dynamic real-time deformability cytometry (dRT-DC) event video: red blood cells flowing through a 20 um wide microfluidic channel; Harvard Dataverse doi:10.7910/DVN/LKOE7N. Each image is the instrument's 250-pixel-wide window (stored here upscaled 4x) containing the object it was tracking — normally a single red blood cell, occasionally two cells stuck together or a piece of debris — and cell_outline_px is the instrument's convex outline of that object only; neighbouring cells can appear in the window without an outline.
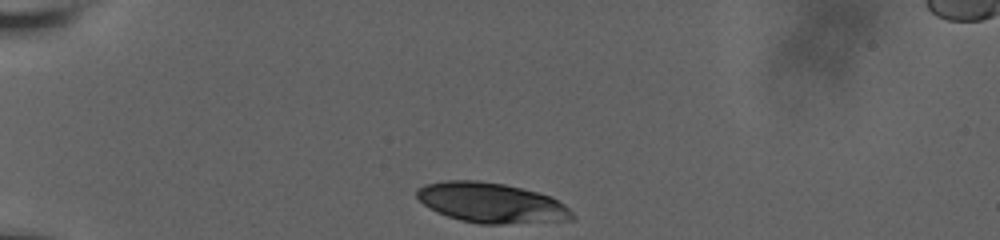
{"species": "human", "species_latin": "Homo sapiens", "temperature_condition": "room temperature", "stored_images_in_passage": 34, "camera_frame_rate_fps": 3000, "um_per_image_px": 0.085, "donor": {"sex": "male"}, "frame": {"image": 1, "passage_image": 1, "time_ms": 0.0, "image_size_px": [1000, 240], "cell_outline_px": [[576, 216], [572, 220], [504, 224], [480, 224], [460, 220], [436, 212], [428, 208], [416, 196], [416, 188], [424, 184], [444, 180], [476, 180], [504, 184], [552, 196], [564, 204]], "centroid_in_image_um": [41.75, 17.24], "position_along_channel_um": 43.3, "area_um2": 36.47}}
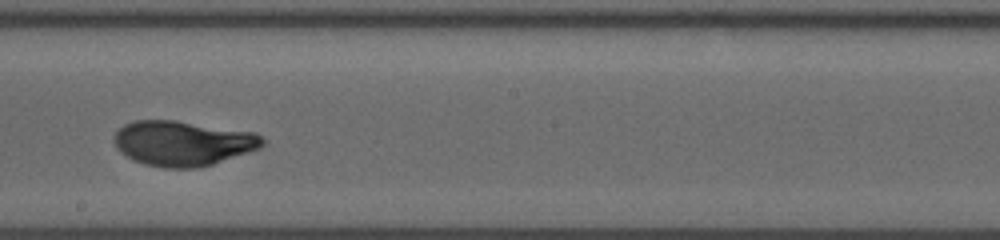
{"frame": {"image": 2, "passage_image": 20, "time_ms": 6.333, "image_size_px": [1000, 240], "cell_outline_px": [[264, 144], [260, 148], [212, 164], [196, 168], [164, 168], [144, 164], [132, 160], [120, 152], [116, 148], [112, 140], [112, 136], [124, 124], [136, 120], [176, 120], [256, 132], [264, 140]], "centroid_in_image_um": [15.5, 12.17], "position_along_channel_um": 232.7, "area_um2": 39.19}}
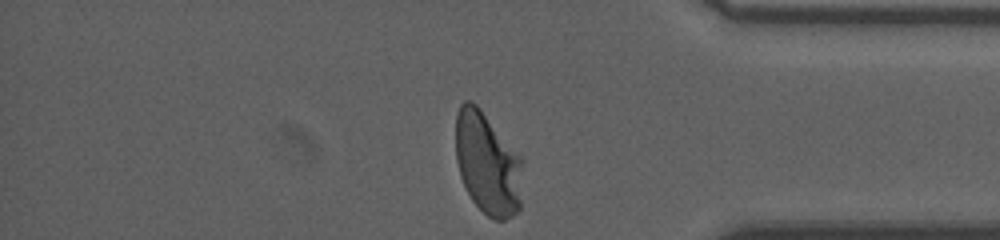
{"frame": {"image": 3, "passage_image": 34, "time_ms": 11.0, "image_size_px": [1000, 240], "cell_outline_px": [[524, 160], [520, 208], [512, 216], [504, 220], [496, 220], [488, 216], [472, 200], [460, 176], [456, 160], [456, 112], [460, 104], [464, 100], [472, 100], [480, 108]], "centroid_in_image_um": [41.45, 13.88], "position_along_channel_um": 393.7, "area_um2": 40.23}, "authors_computed_cell_mechanics": {"area_um2": 38.5526, "velocity_mm_per_s": 3.7623, "shape_relaxation_time_tau1_ms": 4.4144, "shape_relaxation_time_tau2_ms": null, "deformation_change_tau1": 0.2112, "deformation_change_tau2": null}}